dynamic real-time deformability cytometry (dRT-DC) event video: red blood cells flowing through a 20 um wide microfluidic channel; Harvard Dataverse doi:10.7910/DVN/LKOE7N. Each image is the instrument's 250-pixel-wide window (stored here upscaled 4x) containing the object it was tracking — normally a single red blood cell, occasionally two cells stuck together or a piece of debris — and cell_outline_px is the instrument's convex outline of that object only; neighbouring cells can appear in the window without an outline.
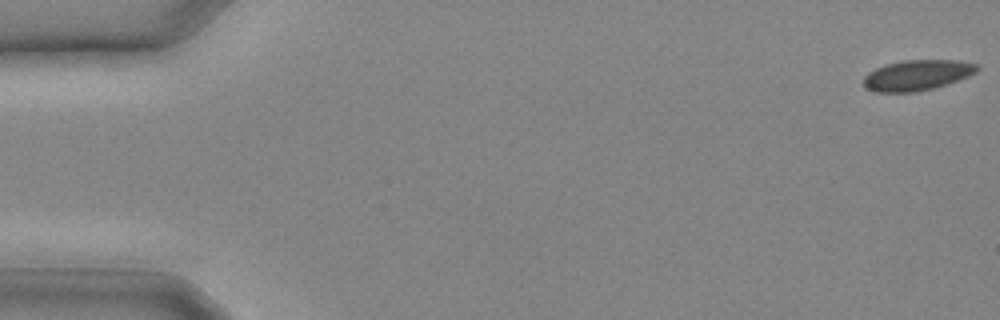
{"species": "common noctule bat (a hibernating species)", "species_latin": "Nyctalus noctula", "temperature_condition": "cold", "stored_images_in_passage": 14, "camera_frame_rate_fps": 3000, "um_per_image_px": 0.085, "animal": {"sex": "male", "body_mass_g": 20.4}, "frame": {"image": 1, "passage_image": 1, "time_ms": 0.0, "image_size_px": [1000, 320], "cell_outline_px": [[980, 68], [976, 72], [968, 76], [932, 88], [916, 92], [876, 92], [864, 88], [864, 76], [868, 72], [884, 64], [904, 60], [956, 60], [976, 64]], "centroid_in_image_um": [77.91, 6.38], "position_along_channel_um": 7.1, "area_um2": 20.06}}
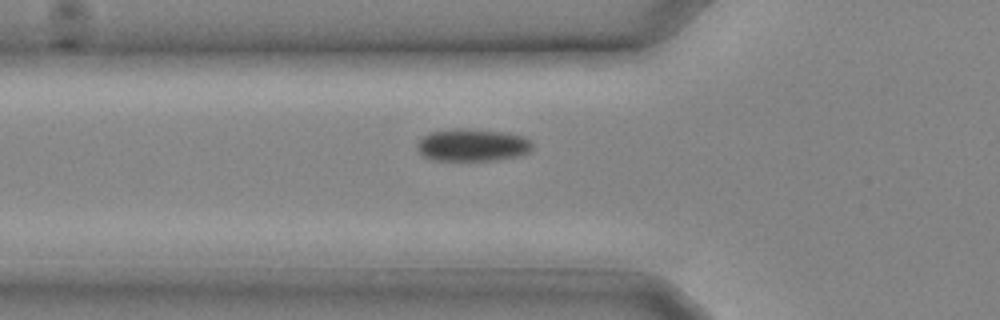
{"frame": {"image": 2, "passage_image": 10, "time_ms": 3.0, "image_size_px": [1000, 320], "cell_outline_px": [[532, 148], [528, 152], [520, 156], [496, 160], [432, 160], [424, 156], [420, 152], [416, 144], [424, 136], [432, 132], [452, 128], [468, 128], [508, 132], [524, 136], [532, 144]], "centroid_in_image_um": [40.18, 12.32], "position_along_channel_um": 85.6, "area_um2": 21.91}}
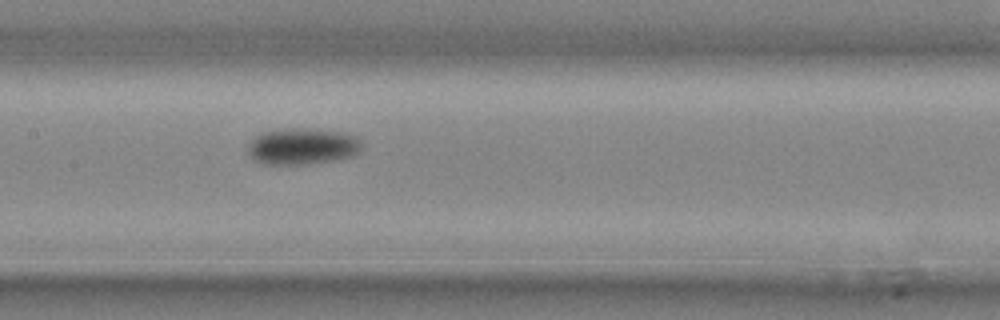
{"frame": {"image": 3, "passage_image": 14, "time_ms": 4.333, "image_size_px": [1000, 320], "cell_outline_px": [[360, 152], [352, 156], [332, 160], [308, 164], [260, 164], [248, 156], [248, 144], [256, 136], [264, 132], [292, 128], [344, 132], [356, 136], [360, 144]], "centroid_in_image_um": [25.67, 12.46], "position_along_channel_um": 181.7, "area_um2": 23.93}}